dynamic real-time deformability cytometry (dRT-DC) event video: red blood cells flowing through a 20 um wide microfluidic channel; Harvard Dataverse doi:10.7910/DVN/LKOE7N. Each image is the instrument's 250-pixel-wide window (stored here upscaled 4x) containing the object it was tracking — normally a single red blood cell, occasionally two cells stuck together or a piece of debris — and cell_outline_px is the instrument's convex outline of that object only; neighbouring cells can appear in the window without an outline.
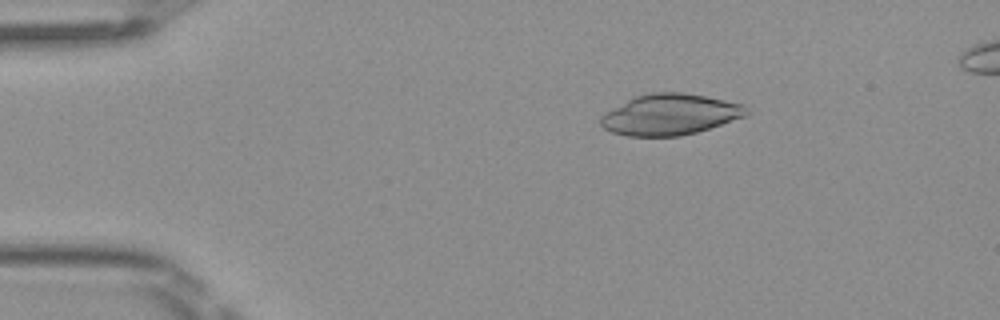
{"species": "Egyptian fruit bat (a non-hibernating species)", "species_latin": "Rousettus aegyptiacus", "temperature_condition": "room temperature", "stored_images_in_passage": 5, "camera_frame_rate_fps": 3000, "um_per_image_px": 0.085, "frame": {"image": 1, "passage_image": 3, "time_ms": 0.667, "image_size_px": [1000, 320], "cell_outline_px": [[748, 116], [696, 132], [680, 136], [628, 136], [612, 132], [604, 128], [600, 124], [600, 116], [604, 112], [636, 96], [652, 92], [680, 92], [704, 96], [744, 104], [748, 108]], "centroid_in_image_um": [56.96, 9.74], "position_along_channel_um": 28.0, "area_um2": 34.74}}